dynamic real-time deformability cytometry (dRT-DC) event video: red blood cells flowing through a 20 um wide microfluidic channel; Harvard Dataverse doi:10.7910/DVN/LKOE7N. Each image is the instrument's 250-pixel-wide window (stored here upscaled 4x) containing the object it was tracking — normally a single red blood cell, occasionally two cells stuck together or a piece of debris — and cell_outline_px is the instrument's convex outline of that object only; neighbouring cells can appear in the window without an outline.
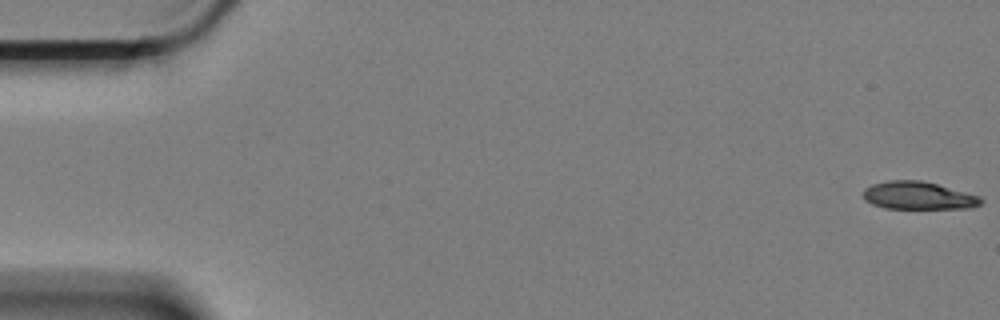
{"species": "Egyptian fruit bat (a non-hibernating species)", "species_latin": "Rousettus aegyptiacus", "temperature_condition": "cold", "stored_images_in_passage": 18, "camera_frame_rate_fps": 3000, "um_per_image_px": 0.085, "animal": {"sex": "female"}, "frame": {"image": 1, "passage_image": 1, "time_ms": 0.0, "image_size_px": [1000, 320], "cell_outline_px": [[984, 200], [980, 204], [968, 208], [884, 208], [872, 204], [864, 200], [864, 188], [872, 184], [888, 180], [920, 180], [936, 184], [980, 196]], "centroid_in_image_um": [78.02, 16.62], "position_along_channel_um": 7.0, "area_um2": 18.9}}
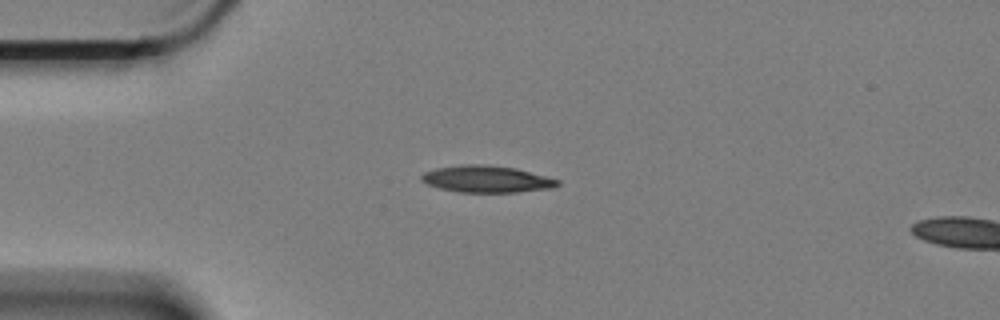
{"frame": {"image": 2, "passage_image": 15, "time_ms": 4.667, "image_size_px": [1000, 320], "cell_outline_px": [[560, 184], [552, 188], [516, 192], [460, 192], [440, 188], [428, 184], [420, 180], [420, 176], [424, 172], [436, 168], [460, 164], [480, 164], [516, 168], [560, 180]], "centroid_in_image_um": [41.35, 15.21], "position_along_channel_um": 43.7, "area_um2": 21.21}}